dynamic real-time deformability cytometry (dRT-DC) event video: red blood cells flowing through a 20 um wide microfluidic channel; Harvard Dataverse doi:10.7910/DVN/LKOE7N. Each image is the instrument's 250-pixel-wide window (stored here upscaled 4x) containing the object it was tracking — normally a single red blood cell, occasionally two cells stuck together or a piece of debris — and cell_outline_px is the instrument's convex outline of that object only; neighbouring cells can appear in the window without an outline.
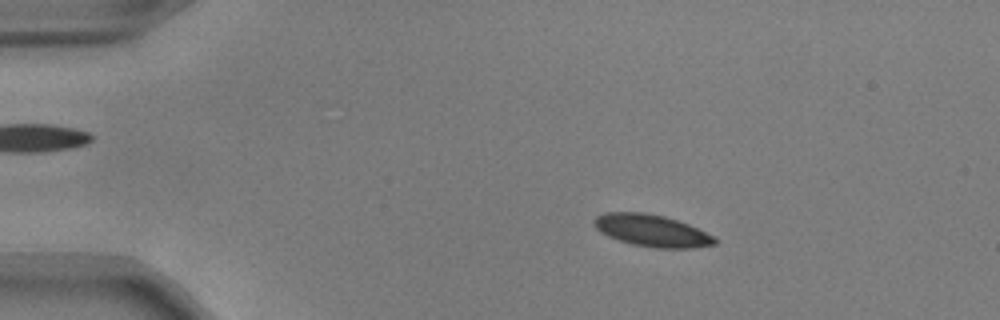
{"species": "common noctule bat (a hibernating species)", "species_latin": "Nyctalus noctula", "temperature_condition": "warm", "stored_images_in_passage": 51, "camera_frame_rate_fps": 3000, "um_per_image_px": 0.085, "animal": {"sex": "male", "body_mass_g": 17.9, "forearm_length_mm": 54.2}, "frame": {"image": 1, "passage_image": 7, "time_ms": 2.0, "image_size_px": [1000, 320], "cell_outline_px": [[716, 244], [692, 248], [656, 248], [632, 244], [608, 236], [600, 232], [592, 224], [592, 220], [596, 216], [604, 212], [644, 212], [664, 216], [688, 224], [716, 236]], "centroid_in_image_um": [55.39, 19.59], "position_along_channel_um": 29.6, "area_um2": 22.6}}
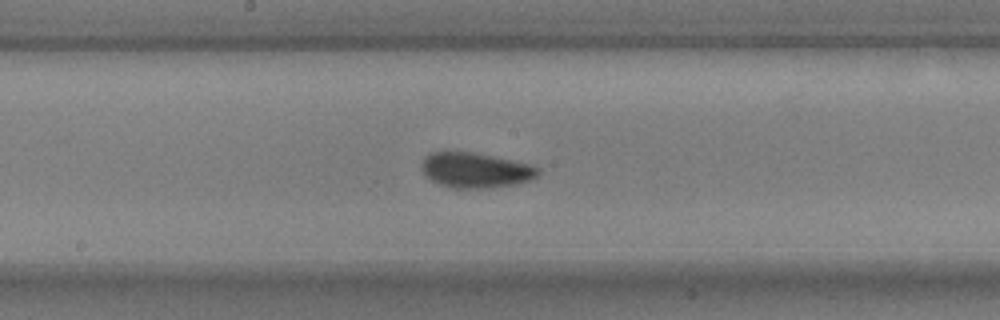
{"frame": {"image": 2, "passage_image": 26, "time_ms": 8.333, "image_size_px": [1000, 320], "cell_outline_px": [[540, 172], [532, 180], [516, 184], [480, 188], [452, 188], [440, 184], [424, 176], [420, 168], [420, 164], [424, 156], [432, 152], [476, 152], [532, 164], [540, 168]], "centroid_in_image_um": [40.41, 14.45], "position_along_channel_um": 207.8, "area_um2": 24.16}}
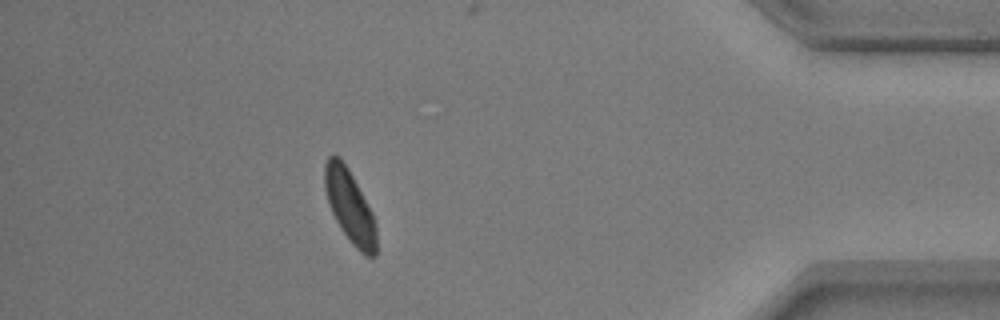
{"frame": {"image": 3, "passage_image": 45, "time_ms": 14.667, "image_size_px": [1000, 320], "cell_outline_px": [[376, 256], [364, 256], [352, 244], [340, 228], [332, 212], [324, 188], [324, 164], [328, 156], [340, 156], [348, 168], [372, 212], [376, 224]], "centroid_in_image_um": [29.73, 17.54], "position_along_channel_um": 405.5, "area_um2": 21.85}, "authors_computed_cell_mechanics": {"area_um2": 22.5998, "velocity_mm_per_s": 3.7946, "shape_relaxation_time_tau1_ms": 4.8701, "shape_relaxation_time_tau2_ms": null, "deformation_change_tau1": 0.1049, "deformation_change_tau2": null}}